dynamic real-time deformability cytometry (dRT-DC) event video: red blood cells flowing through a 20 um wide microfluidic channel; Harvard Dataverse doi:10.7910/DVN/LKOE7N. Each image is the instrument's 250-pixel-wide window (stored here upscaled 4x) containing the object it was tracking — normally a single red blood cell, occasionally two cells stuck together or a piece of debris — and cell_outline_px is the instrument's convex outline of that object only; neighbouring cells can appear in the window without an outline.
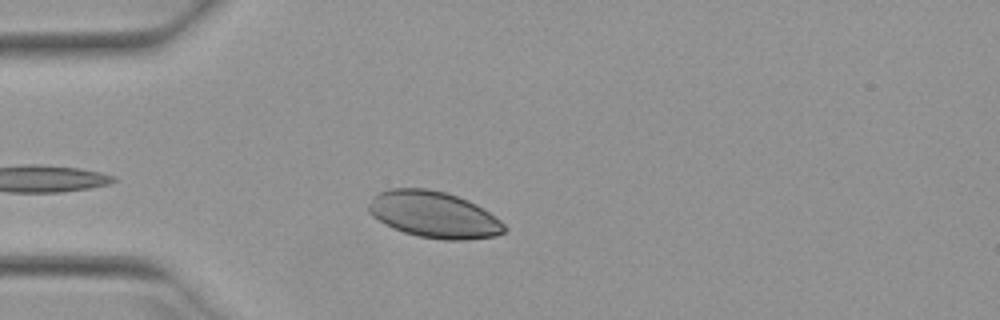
{"species": "Egyptian fruit bat (a non-hibernating species)", "species_latin": "Rousettus aegyptiacus", "temperature_condition": "warm", "stored_images_in_passage": 36, "camera_frame_rate_fps": 3000, "um_per_image_px": 0.085, "animal": {"sex": "female"}, "frame": {"image": 1, "passage_image": 3, "time_ms": 0.667, "image_size_px": [1000, 320], "cell_outline_px": [[508, 228], [504, 232], [496, 236], [464, 240], [444, 240], [416, 236], [392, 228], [384, 224], [372, 216], [368, 212], [368, 204], [372, 196], [388, 188], [424, 188], [444, 192], [456, 196], [476, 204], [500, 220]], "centroid_in_image_um": [36.84, 18.25], "position_along_channel_um": 48.2, "area_um2": 36.82}}
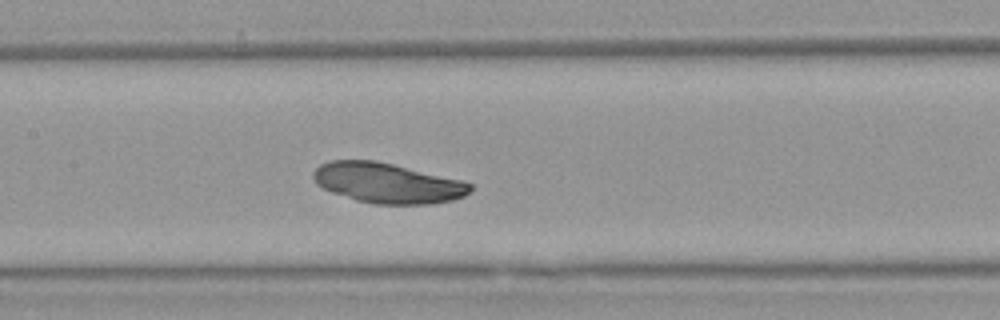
{"frame": {"image": 2, "passage_image": 14, "time_ms": 4.333, "image_size_px": [1000, 320], "cell_outline_px": [[472, 192], [464, 196], [452, 200], [432, 204], [376, 204], [356, 200], [332, 192], [316, 184], [312, 176], [312, 172], [320, 164], [332, 160], [376, 160], [464, 180], [472, 184]], "centroid_in_image_um": [32.96, 15.55], "position_along_channel_um": 174.4, "area_um2": 36.99}}
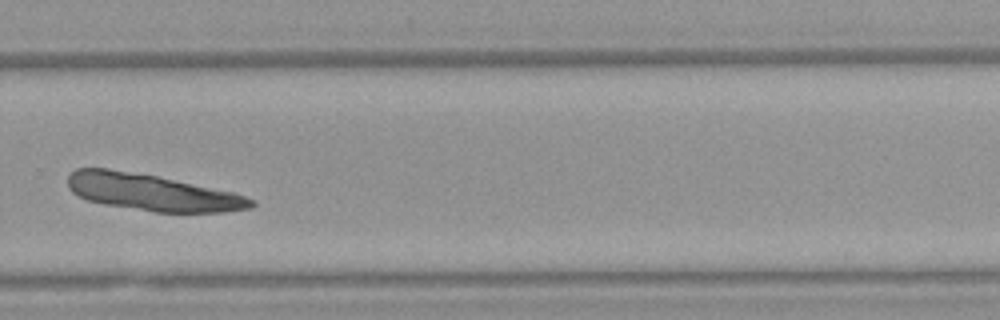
{"frame": {"image": 3, "passage_image": 25, "time_ms": 8.0, "image_size_px": [1000, 320], "cell_outline_px": [[256, 204], [252, 208], [224, 212], [156, 212], [104, 204], [88, 200], [76, 196], [68, 188], [68, 176], [76, 168], [108, 168], [156, 176], [232, 192], [244, 196], [252, 200]], "centroid_in_image_um": [12.88, 16.35], "position_along_channel_um": 316.9, "area_um2": 38.78}}